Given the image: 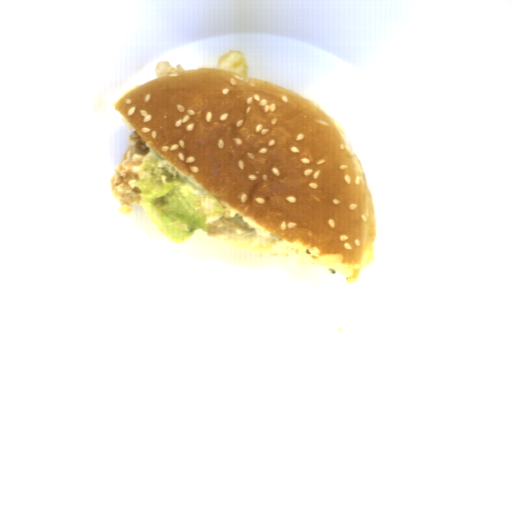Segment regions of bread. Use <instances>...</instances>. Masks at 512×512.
I'll list each match as a JSON object with an SVG mask.
<instances>
[{
	"instance_id": "obj_1",
	"label": "bread",
	"mask_w": 512,
	"mask_h": 512,
	"mask_svg": "<svg viewBox=\"0 0 512 512\" xmlns=\"http://www.w3.org/2000/svg\"><path fill=\"white\" fill-rule=\"evenodd\" d=\"M127 128L176 171L237 211L258 256L297 255L354 283L373 261L377 215L339 125L307 97L216 68L181 70L113 103Z\"/></svg>"
}]
</instances>
